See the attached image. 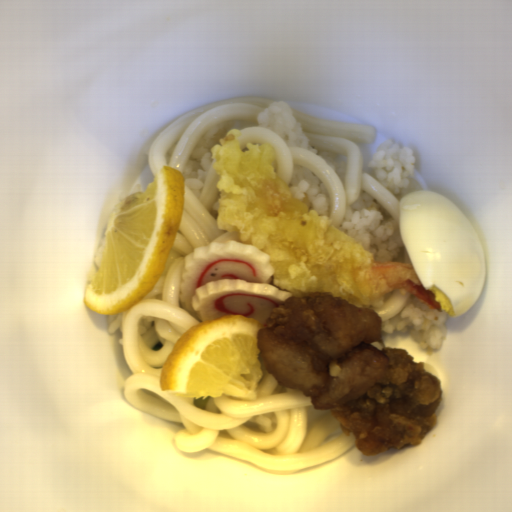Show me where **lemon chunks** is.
<instances>
[{
    "label": "lemon chunks",
    "mask_w": 512,
    "mask_h": 512,
    "mask_svg": "<svg viewBox=\"0 0 512 512\" xmlns=\"http://www.w3.org/2000/svg\"><path fill=\"white\" fill-rule=\"evenodd\" d=\"M262 322L231 314L180 335L159 374L161 391L181 398H249L264 369L257 336Z\"/></svg>",
    "instance_id": "ac8584b7"
},
{
    "label": "lemon chunks",
    "mask_w": 512,
    "mask_h": 512,
    "mask_svg": "<svg viewBox=\"0 0 512 512\" xmlns=\"http://www.w3.org/2000/svg\"><path fill=\"white\" fill-rule=\"evenodd\" d=\"M183 173L163 166L143 191L125 196L110 217L100 267L89 274L86 306L123 313L152 292L170 255L184 211Z\"/></svg>",
    "instance_id": "e0be4373"
}]
</instances>
